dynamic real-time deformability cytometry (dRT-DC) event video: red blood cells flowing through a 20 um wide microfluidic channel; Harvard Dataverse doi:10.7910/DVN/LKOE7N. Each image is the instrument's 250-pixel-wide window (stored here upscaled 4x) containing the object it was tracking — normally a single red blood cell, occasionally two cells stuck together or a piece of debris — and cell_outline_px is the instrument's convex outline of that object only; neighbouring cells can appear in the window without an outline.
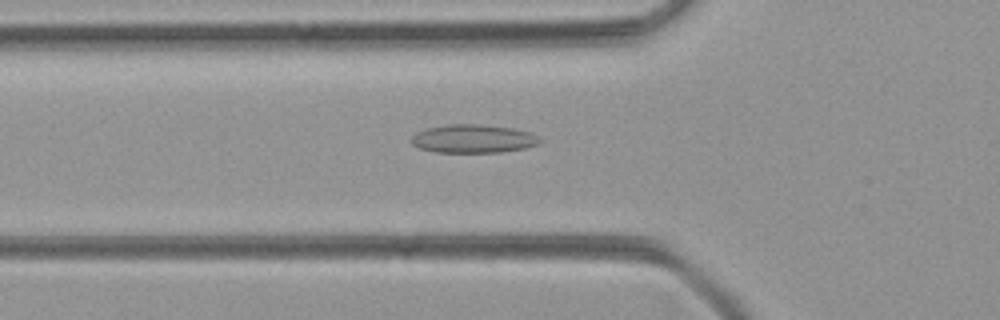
{"species": "common noctule bat (a hibernating species)", "species_latin": "Nyctalus noctula", "temperature_condition": "room temperature", "stored_images_in_passage": 39, "camera_frame_rate_fps": 3000, "um_per_image_px": 0.085, "animal": {"sex": "female", "body_mass_g": 21.9}, "frame": {"image": 1, "passage_image": 7, "time_ms": 2.0, "image_size_px": [1000, 320], "cell_outline_px": [[544, 140], [540, 144], [524, 148], [500, 152], [436, 152], [420, 148], [412, 144], [412, 136], [416, 132], [428, 128], [448, 124], [480, 124], [512, 128], [528, 132]], "centroid_in_image_um": [40.24, 11.79], "position_along_channel_um": 85.6, "area_um2": 21.15}}
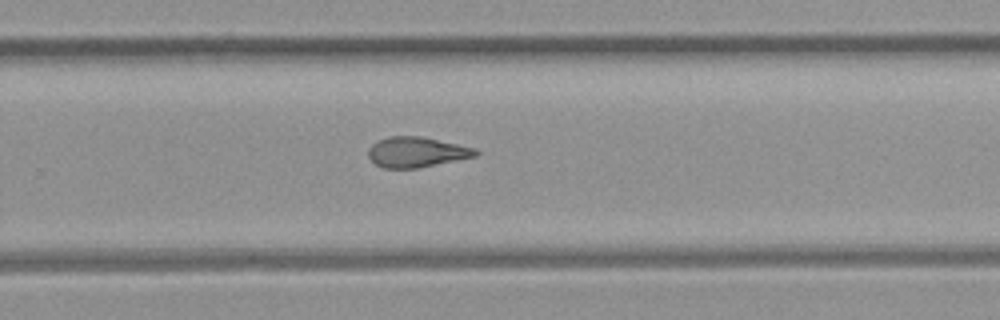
{"frame": {"image": 2, "passage_image": 22, "time_ms": 7.0, "image_size_px": [1000, 320], "cell_outline_px": [[480, 152], [476, 156], [416, 168], [384, 168], [376, 164], [368, 156], [368, 148], [372, 144], [388, 136], [420, 136], [476, 148]], "centroid_in_image_um": [35.4, 12.92], "position_along_channel_um": 294.4, "area_um2": 18.73}}
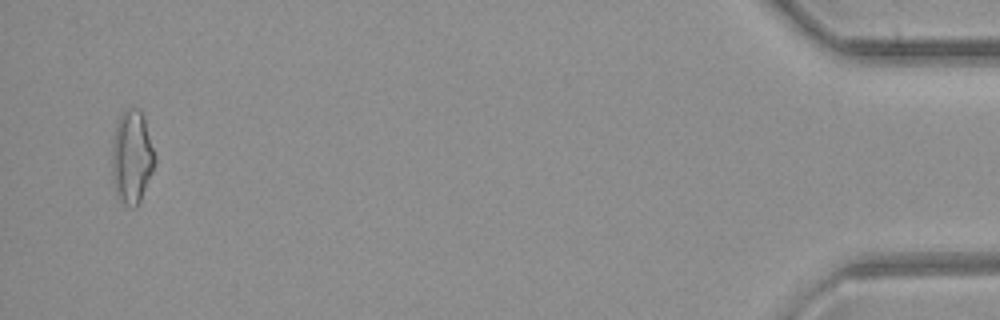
{"frame": {"image": 3, "passage_image": 38, "time_ms": 12.333, "image_size_px": [1000, 320], "cell_outline_px": [[156, 164], [140, 200], [136, 208], [132, 208], [124, 204], [120, 200], [112, 184], [112, 140], [116, 124], [120, 116], [128, 108], [140, 108], [144, 116], [156, 156]], "centroid_in_image_um": [11.21, 13.35], "position_along_channel_um": 424.0, "area_um2": 23.64}}